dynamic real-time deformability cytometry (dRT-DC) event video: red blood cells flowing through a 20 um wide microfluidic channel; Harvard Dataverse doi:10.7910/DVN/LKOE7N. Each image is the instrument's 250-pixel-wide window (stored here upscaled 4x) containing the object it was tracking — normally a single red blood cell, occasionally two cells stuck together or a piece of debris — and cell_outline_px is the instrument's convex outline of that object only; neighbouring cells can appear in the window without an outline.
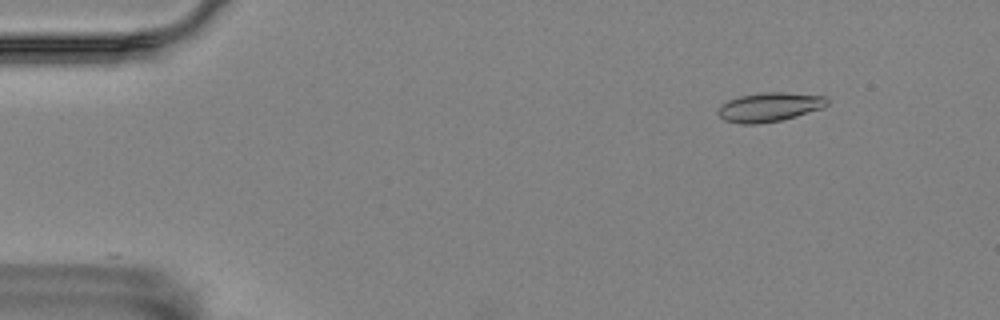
{"species": "Egyptian fruit bat (a non-hibernating species)", "species_latin": "Rousettus aegyptiacus", "temperature_condition": "room temperature", "stored_images_in_passage": 11, "camera_frame_rate_fps": 3000, "um_per_image_px": 0.085, "animal": {"sex": "female"}, "frame": {"image": 1, "passage_image": 1, "time_ms": 0.0, "image_size_px": [1000, 320], "cell_outline_px": [[828, 104], [820, 108], [796, 116], [780, 120], [756, 124], [740, 124], [724, 120], [716, 112], [720, 104], [728, 100], [740, 96], [764, 92], [784, 92], [824, 96], [828, 100]], "centroid_in_image_um": [65.34, 9.1], "position_along_channel_um": 19.7, "area_um2": 18.38}}